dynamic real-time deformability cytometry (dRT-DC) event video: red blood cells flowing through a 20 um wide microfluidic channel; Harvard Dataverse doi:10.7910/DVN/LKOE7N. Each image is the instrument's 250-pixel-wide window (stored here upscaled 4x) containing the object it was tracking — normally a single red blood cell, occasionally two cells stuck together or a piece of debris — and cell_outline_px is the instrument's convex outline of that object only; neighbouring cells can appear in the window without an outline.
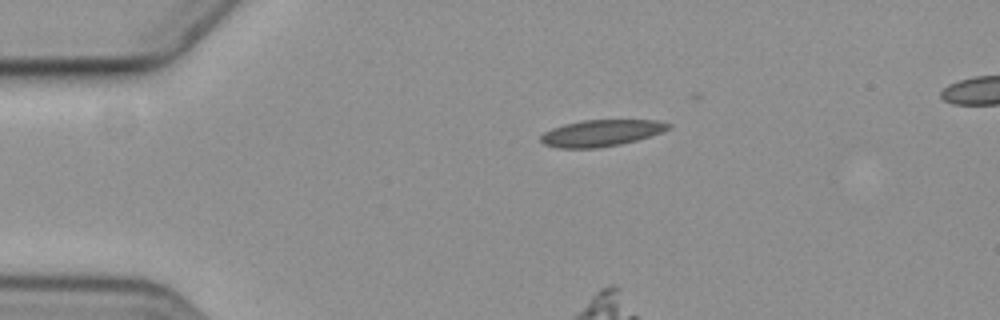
{"species": "common noctule bat (a hibernating species)", "species_latin": "Nyctalus noctula", "temperature_condition": "cold", "stored_images_in_passage": 7, "camera_frame_rate_fps": 3000, "um_per_image_px": 0.085, "animal": {"sex": "female", "body_mass_g": 19.3, "forearm_length_mm": 54.1}, "frame": {"image": 1, "passage_image": 1, "time_ms": 0.0, "image_size_px": [1000, 320], "cell_outline_px": [[672, 128], [636, 140], [620, 144], [596, 148], [556, 148], [544, 144], [540, 140], [540, 136], [544, 132], [552, 128], [564, 124], [584, 120], [656, 120], [672, 124]], "centroid_in_image_um": [51.08, 11.3], "position_along_channel_um": 33.9, "area_um2": 19.65}}
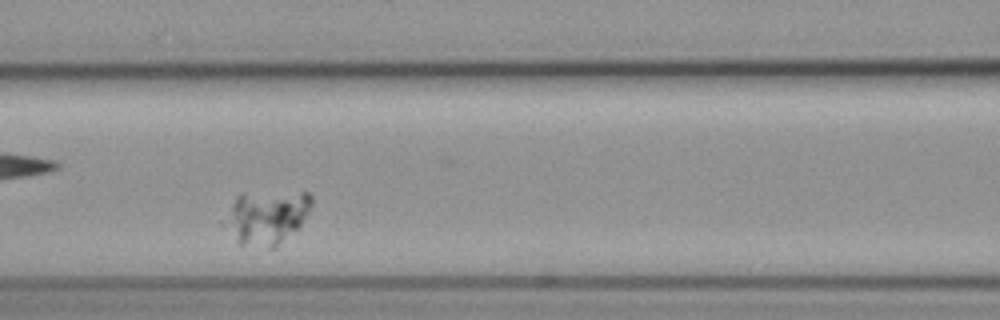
{"frame": {"image": 2, "passage_image": 5, "time_ms": 5.0, "image_size_px": [1000, 320], "cell_outline_px": [[312, 204], [308, 212], [300, 224], [296, 228], [272, 248], [268, 248], [240, 244], [220, 224], [236, 196], [240, 192], [308, 192], [312, 196]], "centroid_in_image_um": [22.58, 18.42], "position_along_channel_um": 144.0, "area_um2": 27.34}}
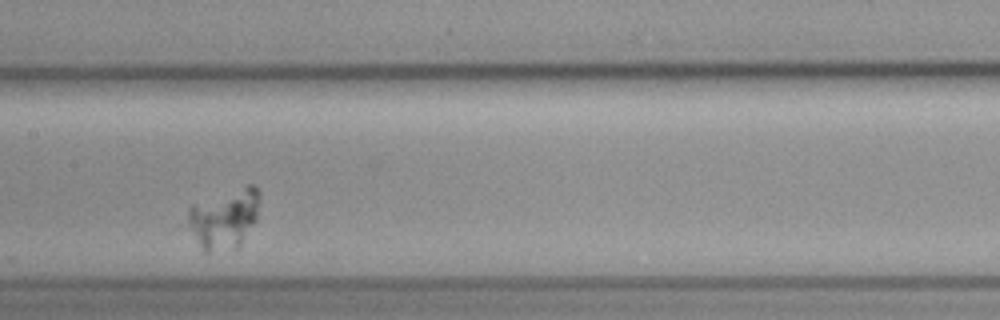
{"frame": {"image": 3, "passage_image": 6, "time_ms": 6.333, "image_size_px": [1000, 320], "cell_outline_px": [[260, 196], [256, 220], [240, 244], [236, 248], [208, 252], [204, 252], [188, 224], [188, 208], [192, 204], [248, 184], [252, 184], [260, 192]], "centroid_in_image_um": [19.08, 18.55], "position_along_channel_um": 188.3, "area_um2": 24.68}}